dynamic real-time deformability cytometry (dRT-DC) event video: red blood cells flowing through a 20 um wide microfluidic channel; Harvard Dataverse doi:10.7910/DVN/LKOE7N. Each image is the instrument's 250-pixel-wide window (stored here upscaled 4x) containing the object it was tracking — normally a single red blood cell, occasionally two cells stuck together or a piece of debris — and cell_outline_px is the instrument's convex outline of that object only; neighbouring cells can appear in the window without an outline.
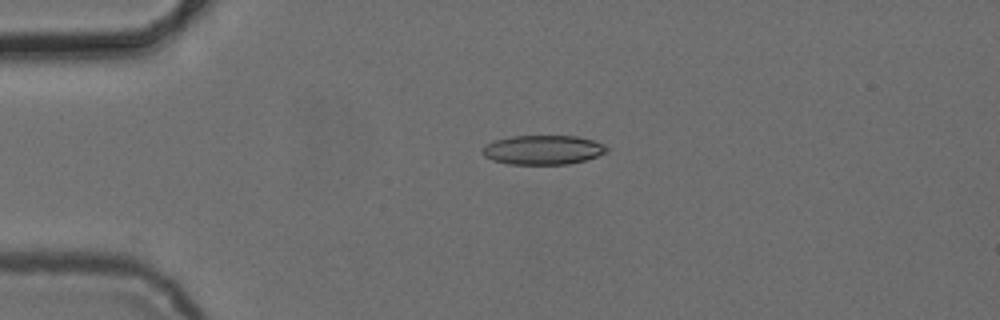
{"species": "common noctule bat (a hibernating species)", "species_latin": "Nyctalus noctula", "temperature_condition": "cold", "stored_images_in_passage": 6, "camera_frame_rate_fps": 3000, "um_per_image_px": 0.085, "animal": {"sex": "female", "body_mass_g": 24.6, "forearm_length_mm": 56.2}, "frame": {"image": 1, "passage_image": 4, "time_ms": 3.667, "image_size_px": [1000, 320], "cell_outline_px": [[608, 152], [584, 160], [568, 164], [508, 164], [492, 160], [484, 156], [480, 152], [480, 148], [496, 140], [512, 136], [576, 136], [592, 140], [604, 144], [608, 148]], "centroid_in_image_um": [46.13, 12.74], "position_along_channel_um": 38.9, "area_um2": 21.21}}
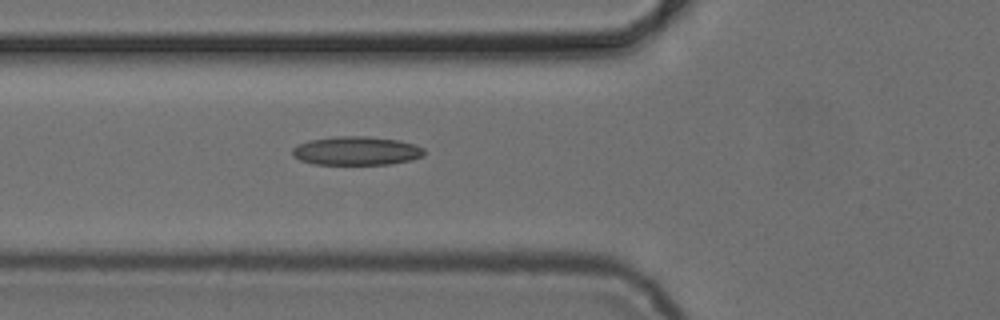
{"frame": {"image": 2, "passage_image": 6, "time_ms": 6.0, "image_size_px": [1000, 320], "cell_outline_px": [[424, 156], [412, 160], [388, 164], [312, 164], [300, 160], [292, 156], [292, 148], [296, 144], [308, 140], [336, 136], [368, 136], [400, 140], [416, 144], [424, 148]], "centroid_in_image_um": [30.29, 12.81], "position_along_channel_um": 95.5, "area_um2": 22.37}}